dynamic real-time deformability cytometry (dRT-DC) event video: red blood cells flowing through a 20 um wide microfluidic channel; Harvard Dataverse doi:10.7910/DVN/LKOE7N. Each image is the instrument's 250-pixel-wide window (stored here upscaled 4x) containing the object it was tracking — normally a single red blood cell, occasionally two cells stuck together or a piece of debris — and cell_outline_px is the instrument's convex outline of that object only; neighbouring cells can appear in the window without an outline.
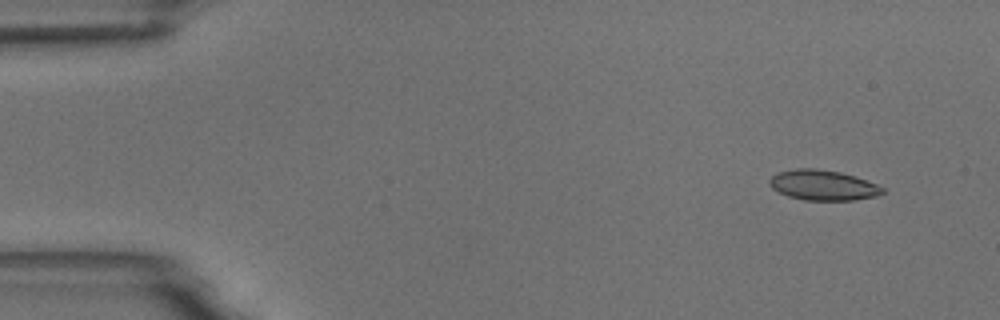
{"species": "common noctule bat (a hibernating species)", "species_latin": "Nyctalus noctula", "temperature_condition": "room temperature", "stored_images_in_passage": 7, "camera_frame_rate_fps": 3000, "um_per_image_px": 0.085, "animal": {"sex": "male", "body_mass_g": 18.8}, "frame": {"image": 1, "passage_image": 1, "time_ms": 0.0, "image_size_px": [1000, 320], "cell_outline_px": [[884, 192], [876, 196], [856, 200], [804, 200], [788, 196], [772, 188], [768, 184], [768, 180], [776, 172], [796, 168], [816, 168], [840, 172], [856, 176], [876, 184], [884, 188]], "centroid_in_image_um": [69.93, 15.73], "position_along_channel_um": 15.1, "area_um2": 20.06}}
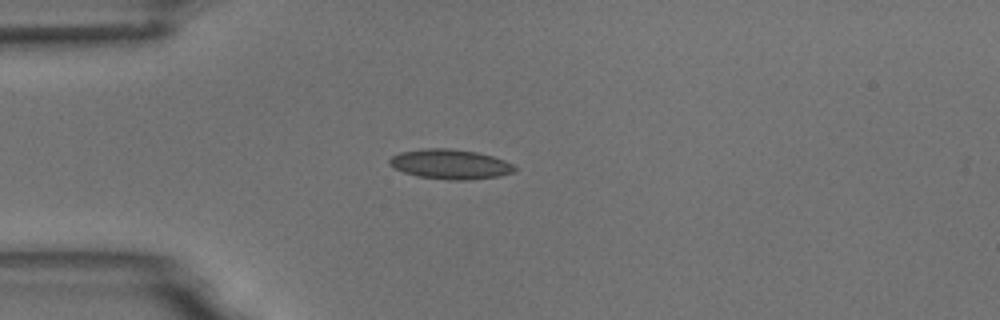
{"frame": {"image": 2, "passage_image": 4, "time_ms": 3.333, "image_size_px": [1000, 320], "cell_outline_px": [[516, 172], [500, 176], [468, 180], [448, 180], [416, 176], [404, 172], [388, 164], [388, 160], [392, 156], [400, 152], [428, 148], [448, 148], [476, 152], [492, 156], [504, 160], [512, 164], [516, 168]], "centroid_in_image_um": [38.28, 13.96], "position_along_channel_um": 46.7, "area_um2": 21.73}}